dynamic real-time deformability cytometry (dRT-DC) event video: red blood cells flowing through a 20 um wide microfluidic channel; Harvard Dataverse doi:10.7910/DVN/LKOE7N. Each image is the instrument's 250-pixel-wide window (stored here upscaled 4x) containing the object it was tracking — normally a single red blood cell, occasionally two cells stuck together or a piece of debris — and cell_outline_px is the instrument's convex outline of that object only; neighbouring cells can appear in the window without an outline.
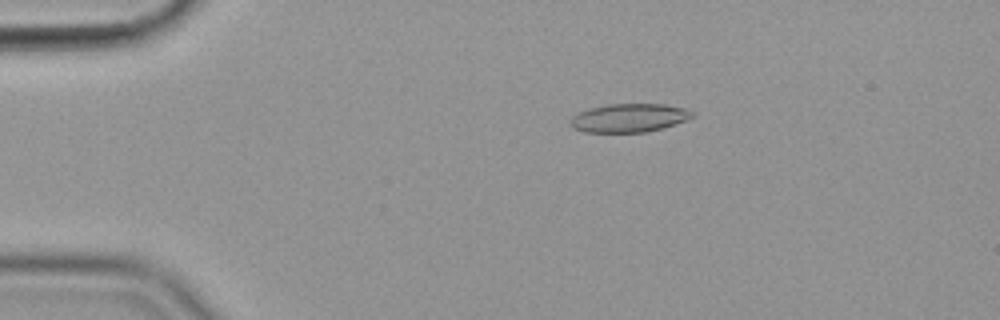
{"species": "common noctule bat (a hibernating species)", "species_latin": "Nyctalus noctula", "temperature_condition": "cold", "stored_images_in_passage": 56, "camera_frame_rate_fps": 3000, "um_per_image_px": 0.085, "animal": {"sex": "female", "body_mass_g": 19.9}, "frame": {"image": 1, "passage_image": 11, "time_ms": 3.333, "image_size_px": [1000, 320], "cell_outline_px": [[692, 116], [676, 124], [644, 132], [584, 132], [572, 128], [568, 120], [572, 116], [588, 108], [608, 104], [664, 104], [684, 108], [692, 112]], "centroid_in_image_um": [53.39, 10.02], "position_along_channel_um": 31.6, "area_um2": 20.11}}
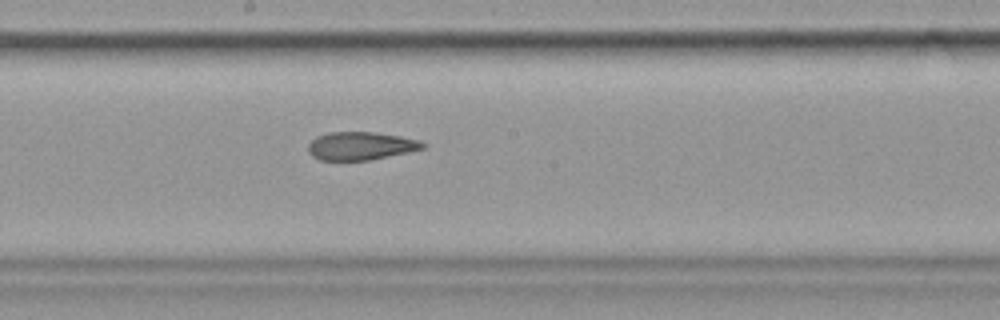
{"frame": {"image": 2, "passage_image": 31, "time_ms": 10.0, "image_size_px": [1000, 320], "cell_outline_px": [[428, 144], [424, 148], [408, 152], [368, 160], [320, 160], [312, 156], [308, 152], [308, 144], [316, 136], [328, 132], [372, 132], [400, 136], [420, 140]], "centroid_in_image_um": [30.65, 12.4], "position_along_channel_um": 217.5, "area_um2": 18.79}}
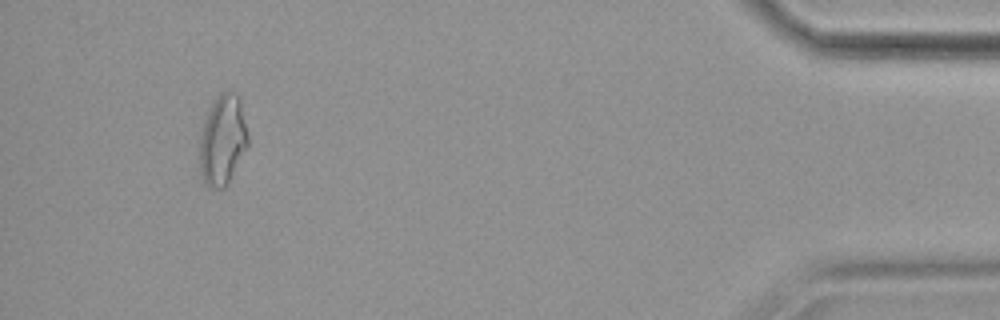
{"frame": {"image": 3, "passage_image": 53, "time_ms": 17.333, "image_size_px": [1000, 320], "cell_outline_px": [[248, 144], [224, 188], [208, 188], [204, 184], [200, 176], [200, 132], [204, 120], [216, 96], [220, 92], [228, 88], [240, 100], [248, 136]], "centroid_in_image_um": [18.89, 11.89], "position_along_channel_um": 416.3, "area_um2": 25.2}, "authors_computed_cell_mechanics": {"area_um2": 20.2878, "velocity_mm_per_s": 3.5755, "shape_relaxation_time_tau1_ms": null, "shape_relaxation_time_tau2_ms": 3.2138, "deformation_change_tau1": null, "deformation_change_tau2": 0.1214}}